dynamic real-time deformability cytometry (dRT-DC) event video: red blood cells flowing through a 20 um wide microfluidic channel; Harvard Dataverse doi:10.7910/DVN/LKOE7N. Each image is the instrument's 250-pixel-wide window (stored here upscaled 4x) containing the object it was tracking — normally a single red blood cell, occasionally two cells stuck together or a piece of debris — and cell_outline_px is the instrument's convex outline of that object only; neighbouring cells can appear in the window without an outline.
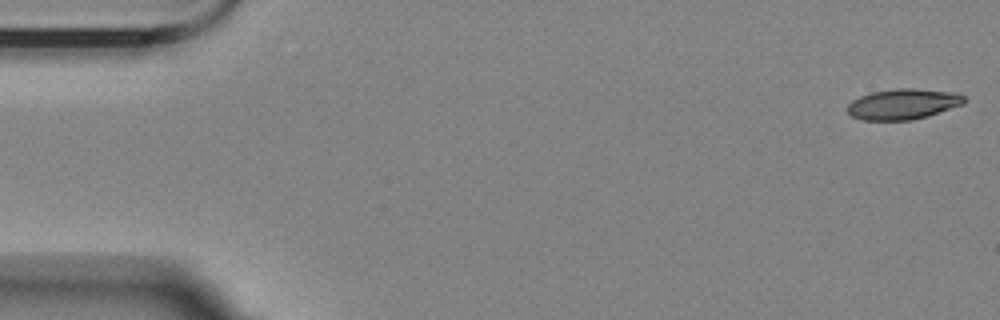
{"species": "Egyptian fruit bat (a non-hibernating species)", "species_latin": "Rousettus aegyptiacus", "temperature_condition": "room temperature", "stored_images_in_passage": 15, "camera_frame_rate_fps": 3000, "um_per_image_px": 0.085, "animal": {"sex": "female"}, "frame": {"image": 1, "passage_image": 1, "time_ms": 0.0, "image_size_px": [1000, 320], "cell_outline_px": [[964, 104], [928, 116], [912, 120], [864, 120], [852, 116], [848, 112], [848, 104], [852, 100], [860, 96], [872, 92], [896, 88], [912, 88], [948, 92], [964, 96]], "centroid_in_image_um": [76.73, 8.85], "position_along_channel_um": 8.3, "area_um2": 20.58}}
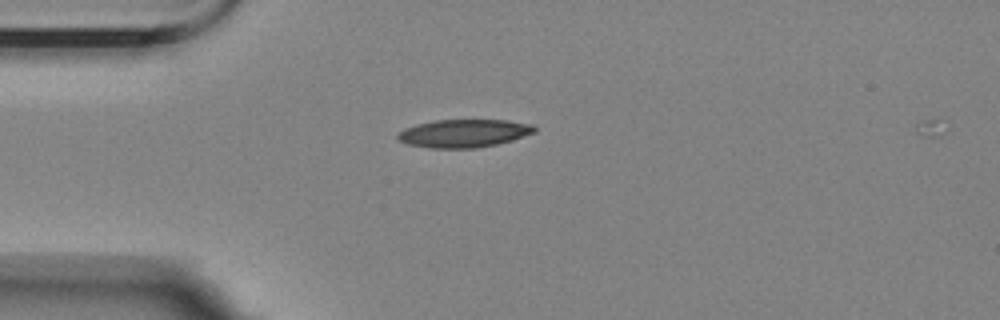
{"frame": {"image": 2, "passage_image": 14, "time_ms": 4.333, "image_size_px": [1000, 320], "cell_outline_px": [[536, 132], [512, 140], [496, 144], [476, 148], [428, 148], [408, 144], [400, 140], [396, 136], [404, 128], [416, 124], [436, 120], [508, 120], [532, 124], [536, 128]], "centroid_in_image_um": [39.44, 11.33], "position_along_channel_um": 45.6, "area_um2": 22.31}}